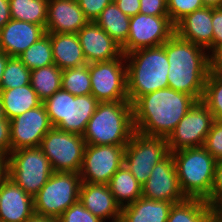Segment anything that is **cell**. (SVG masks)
<instances>
[{
	"label": "cell",
	"mask_w": 222,
	"mask_h": 222,
	"mask_svg": "<svg viewBox=\"0 0 222 222\" xmlns=\"http://www.w3.org/2000/svg\"><path fill=\"white\" fill-rule=\"evenodd\" d=\"M174 34L175 25L169 16L139 13L130 18L128 39L121 47L123 55L139 49L162 46Z\"/></svg>",
	"instance_id": "12"
},
{
	"label": "cell",
	"mask_w": 222,
	"mask_h": 222,
	"mask_svg": "<svg viewBox=\"0 0 222 222\" xmlns=\"http://www.w3.org/2000/svg\"><path fill=\"white\" fill-rule=\"evenodd\" d=\"M118 8L127 16L139 14L140 0H113Z\"/></svg>",
	"instance_id": "44"
},
{
	"label": "cell",
	"mask_w": 222,
	"mask_h": 222,
	"mask_svg": "<svg viewBox=\"0 0 222 222\" xmlns=\"http://www.w3.org/2000/svg\"><path fill=\"white\" fill-rule=\"evenodd\" d=\"M211 206L217 211L222 206V160L216 161L211 190Z\"/></svg>",
	"instance_id": "39"
},
{
	"label": "cell",
	"mask_w": 222,
	"mask_h": 222,
	"mask_svg": "<svg viewBox=\"0 0 222 222\" xmlns=\"http://www.w3.org/2000/svg\"><path fill=\"white\" fill-rule=\"evenodd\" d=\"M217 212L222 216V206L217 210Z\"/></svg>",
	"instance_id": "52"
},
{
	"label": "cell",
	"mask_w": 222,
	"mask_h": 222,
	"mask_svg": "<svg viewBox=\"0 0 222 222\" xmlns=\"http://www.w3.org/2000/svg\"><path fill=\"white\" fill-rule=\"evenodd\" d=\"M128 100L133 104L140 96L168 88L169 62L162 46L139 49L125 55Z\"/></svg>",
	"instance_id": "3"
},
{
	"label": "cell",
	"mask_w": 222,
	"mask_h": 222,
	"mask_svg": "<svg viewBox=\"0 0 222 222\" xmlns=\"http://www.w3.org/2000/svg\"><path fill=\"white\" fill-rule=\"evenodd\" d=\"M166 138L134 132L125 147L124 165L142 185L154 166L169 154Z\"/></svg>",
	"instance_id": "11"
},
{
	"label": "cell",
	"mask_w": 222,
	"mask_h": 222,
	"mask_svg": "<svg viewBox=\"0 0 222 222\" xmlns=\"http://www.w3.org/2000/svg\"><path fill=\"white\" fill-rule=\"evenodd\" d=\"M1 119H7V117L5 115V111H4V108H3V105H2V101L0 99V120Z\"/></svg>",
	"instance_id": "51"
},
{
	"label": "cell",
	"mask_w": 222,
	"mask_h": 222,
	"mask_svg": "<svg viewBox=\"0 0 222 222\" xmlns=\"http://www.w3.org/2000/svg\"><path fill=\"white\" fill-rule=\"evenodd\" d=\"M130 18L112 1L102 10L95 22L122 47L128 39Z\"/></svg>",
	"instance_id": "26"
},
{
	"label": "cell",
	"mask_w": 222,
	"mask_h": 222,
	"mask_svg": "<svg viewBox=\"0 0 222 222\" xmlns=\"http://www.w3.org/2000/svg\"><path fill=\"white\" fill-rule=\"evenodd\" d=\"M11 20L9 0H0V29Z\"/></svg>",
	"instance_id": "45"
},
{
	"label": "cell",
	"mask_w": 222,
	"mask_h": 222,
	"mask_svg": "<svg viewBox=\"0 0 222 222\" xmlns=\"http://www.w3.org/2000/svg\"><path fill=\"white\" fill-rule=\"evenodd\" d=\"M196 102L193 96L169 87L140 96L132 104L135 131L167 139Z\"/></svg>",
	"instance_id": "1"
},
{
	"label": "cell",
	"mask_w": 222,
	"mask_h": 222,
	"mask_svg": "<svg viewBox=\"0 0 222 222\" xmlns=\"http://www.w3.org/2000/svg\"><path fill=\"white\" fill-rule=\"evenodd\" d=\"M91 94L99 102L129 101L125 55L110 61L89 63Z\"/></svg>",
	"instance_id": "10"
},
{
	"label": "cell",
	"mask_w": 222,
	"mask_h": 222,
	"mask_svg": "<svg viewBox=\"0 0 222 222\" xmlns=\"http://www.w3.org/2000/svg\"><path fill=\"white\" fill-rule=\"evenodd\" d=\"M175 33L210 53L213 50L212 7H202L186 15L175 25Z\"/></svg>",
	"instance_id": "22"
},
{
	"label": "cell",
	"mask_w": 222,
	"mask_h": 222,
	"mask_svg": "<svg viewBox=\"0 0 222 222\" xmlns=\"http://www.w3.org/2000/svg\"><path fill=\"white\" fill-rule=\"evenodd\" d=\"M174 203L140 197L121 208L120 222H167Z\"/></svg>",
	"instance_id": "24"
},
{
	"label": "cell",
	"mask_w": 222,
	"mask_h": 222,
	"mask_svg": "<svg viewBox=\"0 0 222 222\" xmlns=\"http://www.w3.org/2000/svg\"><path fill=\"white\" fill-rule=\"evenodd\" d=\"M61 88L74 96L91 94V80L88 63L62 70Z\"/></svg>",
	"instance_id": "32"
},
{
	"label": "cell",
	"mask_w": 222,
	"mask_h": 222,
	"mask_svg": "<svg viewBox=\"0 0 222 222\" xmlns=\"http://www.w3.org/2000/svg\"><path fill=\"white\" fill-rule=\"evenodd\" d=\"M7 175V156L0 152V181Z\"/></svg>",
	"instance_id": "47"
},
{
	"label": "cell",
	"mask_w": 222,
	"mask_h": 222,
	"mask_svg": "<svg viewBox=\"0 0 222 222\" xmlns=\"http://www.w3.org/2000/svg\"><path fill=\"white\" fill-rule=\"evenodd\" d=\"M86 147L79 134L65 132L52 127L42 138L40 148L49 159L53 172L79 173Z\"/></svg>",
	"instance_id": "9"
},
{
	"label": "cell",
	"mask_w": 222,
	"mask_h": 222,
	"mask_svg": "<svg viewBox=\"0 0 222 222\" xmlns=\"http://www.w3.org/2000/svg\"><path fill=\"white\" fill-rule=\"evenodd\" d=\"M9 58H10V56H8L3 51H0V86H1V82H2L3 72H4L6 63Z\"/></svg>",
	"instance_id": "48"
},
{
	"label": "cell",
	"mask_w": 222,
	"mask_h": 222,
	"mask_svg": "<svg viewBox=\"0 0 222 222\" xmlns=\"http://www.w3.org/2000/svg\"><path fill=\"white\" fill-rule=\"evenodd\" d=\"M204 147L216 161L222 160V122L213 121Z\"/></svg>",
	"instance_id": "37"
},
{
	"label": "cell",
	"mask_w": 222,
	"mask_h": 222,
	"mask_svg": "<svg viewBox=\"0 0 222 222\" xmlns=\"http://www.w3.org/2000/svg\"><path fill=\"white\" fill-rule=\"evenodd\" d=\"M81 184L79 173L53 172L47 183L33 197L35 213L58 219L79 200Z\"/></svg>",
	"instance_id": "8"
},
{
	"label": "cell",
	"mask_w": 222,
	"mask_h": 222,
	"mask_svg": "<svg viewBox=\"0 0 222 222\" xmlns=\"http://www.w3.org/2000/svg\"><path fill=\"white\" fill-rule=\"evenodd\" d=\"M215 212L204 199L186 198L173 204L167 222H206Z\"/></svg>",
	"instance_id": "28"
},
{
	"label": "cell",
	"mask_w": 222,
	"mask_h": 222,
	"mask_svg": "<svg viewBox=\"0 0 222 222\" xmlns=\"http://www.w3.org/2000/svg\"><path fill=\"white\" fill-rule=\"evenodd\" d=\"M139 13L152 16H169L167 0H140Z\"/></svg>",
	"instance_id": "40"
},
{
	"label": "cell",
	"mask_w": 222,
	"mask_h": 222,
	"mask_svg": "<svg viewBox=\"0 0 222 222\" xmlns=\"http://www.w3.org/2000/svg\"><path fill=\"white\" fill-rule=\"evenodd\" d=\"M31 71L19 57H10L6 63L0 90L12 89L30 84Z\"/></svg>",
	"instance_id": "33"
},
{
	"label": "cell",
	"mask_w": 222,
	"mask_h": 222,
	"mask_svg": "<svg viewBox=\"0 0 222 222\" xmlns=\"http://www.w3.org/2000/svg\"><path fill=\"white\" fill-rule=\"evenodd\" d=\"M87 63L110 61L123 55L118 45L95 21H89L77 33Z\"/></svg>",
	"instance_id": "17"
},
{
	"label": "cell",
	"mask_w": 222,
	"mask_h": 222,
	"mask_svg": "<svg viewBox=\"0 0 222 222\" xmlns=\"http://www.w3.org/2000/svg\"><path fill=\"white\" fill-rule=\"evenodd\" d=\"M45 34L41 25L11 19L0 29V51L10 57H20Z\"/></svg>",
	"instance_id": "19"
},
{
	"label": "cell",
	"mask_w": 222,
	"mask_h": 222,
	"mask_svg": "<svg viewBox=\"0 0 222 222\" xmlns=\"http://www.w3.org/2000/svg\"><path fill=\"white\" fill-rule=\"evenodd\" d=\"M58 222H103L101 219L93 215L78 200L72 204L59 218Z\"/></svg>",
	"instance_id": "36"
},
{
	"label": "cell",
	"mask_w": 222,
	"mask_h": 222,
	"mask_svg": "<svg viewBox=\"0 0 222 222\" xmlns=\"http://www.w3.org/2000/svg\"><path fill=\"white\" fill-rule=\"evenodd\" d=\"M126 145L86 144L79 172L82 182L108 184L116 171L124 165Z\"/></svg>",
	"instance_id": "13"
},
{
	"label": "cell",
	"mask_w": 222,
	"mask_h": 222,
	"mask_svg": "<svg viewBox=\"0 0 222 222\" xmlns=\"http://www.w3.org/2000/svg\"><path fill=\"white\" fill-rule=\"evenodd\" d=\"M89 21H95L102 10L113 0H76Z\"/></svg>",
	"instance_id": "38"
},
{
	"label": "cell",
	"mask_w": 222,
	"mask_h": 222,
	"mask_svg": "<svg viewBox=\"0 0 222 222\" xmlns=\"http://www.w3.org/2000/svg\"><path fill=\"white\" fill-rule=\"evenodd\" d=\"M213 49L222 43V7L212 8Z\"/></svg>",
	"instance_id": "41"
},
{
	"label": "cell",
	"mask_w": 222,
	"mask_h": 222,
	"mask_svg": "<svg viewBox=\"0 0 222 222\" xmlns=\"http://www.w3.org/2000/svg\"><path fill=\"white\" fill-rule=\"evenodd\" d=\"M62 70L55 64L31 71L30 83L43 102L61 89Z\"/></svg>",
	"instance_id": "29"
},
{
	"label": "cell",
	"mask_w": 222,
	"mask_h": 222,
	"mask_svg": "<svg viewBox=\"0 0 222 222\" xmlns=\"http://www.w3.org/2000/svg\"><path fill=\"white\" fill-rule=\"evenodd\" d=\"M0 152L8 156L11 152L10 121L0 120Z\"/></svg>",
	"instance_id": "42"
},
{
	"label": "cell",
	"mask_w": 222,
	"mask_h": 222,
	"mask_svg": "<svg viewBox=\"0 0 222 222\" xmlns=\"http://www.w3.org/2000/svg\"><path fill=\"white\" fill-rule=\"evenodd\" d=\"M210 110L214 120L222 122V79L209 73L201 100Z\"/></svg>",
	"instance_id": "34"
},
{
	"label": "cell",
	"mask_w": 222,
	"mask_h": 222,
	"mask_svg": "<svg viewBox=\"0 0 222 222\" xmlns=\"http://www.w3.org/2000/svg\"><path fill=\"white\" fill-rule=\"evenodd\" d=\"M142 197L174 204L186 199L179 186L171 152L154 166L148 180L142 185Z\"/></svg>",
	"instance_id": "16"
},
{
	"label": "cell",
	"mask_w": 222,
	"mask_h": 222,
	"mask_svg": "<svg viewBox=\"0 0 222 222\" xmlns=\"http://www.w3.org/2000/svg\"><path fill=\"white\" fill-rule=\"evenodd\" d=\"M222 70V43L209 53V72L217 75Z\"/></svg>",
	"instance_id": "43"
},
{
	"label": "cell",
	"mask_w": 222,
	"mask_h": 222,
	"mask_svg": "<svg viewBox=\"0 0 222 222\" xmlns=\"http://www.w3.org/2000/svg\"><path fill=\"white\" fill-rule=\"evenodd\" d=\"M202 7H204L202 0H167L168 15L174 25Z\"/></svg>",
	"instance_id": "35"
},
{
	"label": "cell",
	"mask_w": 222,
	"mask_h": 222,
	"mask_svg": "<svg viewBox=\"0 0 222 222\" xmlns=\"http://www.w3.org/2000/svg\"><path fill=\"white\" fill-rule=\"evenodd\" d=\"M206 222H222V216L216 211Z\"/></svg>",
	"instance_id": "50"
},
{
	"label": "cell",
	"mask_w": 222,
	"mask_h": 222,
	"mask_svg": "<svg viewBox=\"0 0 222 222\" xmlns=\"http://www.w3.org/2000/svg\"><path fill=\"white\" fill-rule=\"evenodd\" d=\"M49 159L40 147L21 148L7 156V176L34 197L52 175Z\"/></svg>",
	"instance_id": "7"
},
{
	"label": "cell",
	"mask_w": 222,
	"mask_h": 222,
	"mask_svg": "<svg viewBox=\"0 0 222 222\" xmlns=\"http://www.w3.org/2000/svg\"><path fill=\"white\" fill-rule=\"evenodd\" d=\"M19 59L30 71L54 64L50 36L46 33L25 50Z\"/></svg>",
	"instance_id": "31"
},
{
	"label": "cell",
	"mask_w": 222,
	"mask_h": 222,
	"mask_svg": "<svg viewBox=\"0 0 222 222\" xmlns=\"http://www.w3.org/2000/svg\"><path fill=\"white\" fill-rule=\"evenodd\" d=\"M50 36L53 61L61 70L87 64L77 34L47 33Z\"/></svg>",
	"instance_id": "23"
},
{
	"label": "cell",
	"mask_w": 222,
	"mask_h": 222,
	"mask_svg": "<svg viewBox=\"0 0 222 222\" xmlns=\"http://www.w3.org/2000/svg\"><path fill=\"white\" fill-rule=\"evenodd\" d=\"M11 19L46 28L48 0H9Z\"/></svg>",
	"instance_id": "30"
},
{
	"label": "cell",
	"mask_w": 222,
	"mask_h": 222,
	"mask_svg": "<svg viewBox=\"0 0 222 222\" xmlns=\"http://www.w3.org/2000/svg\"><path fill=\"white\" fill-rule=\"evenodd\" d=\"M217 76L222 79V70L217 74Z\"/></svg>",
	"instance_id": "53"
},
{
	"label": "cell",
	"mask_w": 222,
	"mask_h": 222,
	"mask_svg": "<svg viewBox=\"0 0 222 222\" xmlns=\"http://www.w3.org/2000/svg\"><path fill=\"white\" fill-rule=\"evenodd\" d=\"M34 211V199L7 175L0 181V222H25Z\"/></svg>",
	"instance_id": "18"
},
{
	"label": "cell",
	"mask_w": 222,
	"mask_h": 222,
	"mask_svg": "<svg viewBox=\"0 0 222 222\" xmlns=\"http://www.w3.org/2000/svg\"><path fill=\"white\" fill-rule=\"evenodd\" d=\"M171 153L184 196L204 199L211 205L216 160L204 146L185 148Z\"/></svg>",
	"instance_id": "5"
},
{
	"label": "cell",
	"mask_w": 222,
	"mask_h": 222,
	"mask_svg": "<svg viewBox=\"0 0 222 222\" xmlns=\"http://www.w3.org/2000/svg\"><path fill=\"white\" fill-rule=\"evenodd\" d=\"M98 103L92 94L74 96L62 88L43 101L52 127L81 136Z\"/></svg>",
	"instance_id": "6"
},
{
	"label": "cell",
	"mask_w": 222,
	"mask_h": 222,
	"mask_svg": "<svg viewBox=\"0 0 222 222\" xmlns=\"http://www.w3.org/2000/svg\"><path fill=\"white\" fill-rule=\"evenodd\" d=\"M134 132L129 101L99 102L82 137L88 145H127Z\"/></svg>",
	"instance_id": "4"
},
{
	"label": "cell",
	"mask_w": 222,
	"mask_h": 222,
	"mask_svg": "<svg viewBox=\"0 0 222 222\" xmlns=\"http://www.w3.org/2000/svg\"><path fill=\"white\" fill-rule=\"evenodd\" d=\"M88 22L76 0H48L46 33L77 34Z\"/></svg>",
	"instance_id": "20"
},
{
	"label": "cell",
	"mask_w": 222,
	"mask_h": 222,
	"mask_svg": "<svg viewBox=\"0 0 222 222\" xmlns=\"http://www.w3.org/2000/svg\"><path fill=\"white\" fill-rule=\"evenodd\" d=\"M25 222H58V219L34 213Z\"/></svg>",
	"instance_id": "46"
},
{
	"label": "cell",
	"mask_w": 222,
	"mask_h": 222,
	"mask_svg": "<svg viewBox=\"0 0 222 222\" xmlns=\"http://www.w3.org/2000/svg\"><path fill=\"white\" fill-rule=\"evenodd\" d=\"M107 185L121 208L142 197V184L125 165L116 171Z\"/></svg>",
	"instance_id": "27"
},
{
	"label": "cell",
	"mask_w": 222,
	"mask_h": 222,
	"mask_svg": "<svg viewBox=\"0 0 222 222\" xmlns=\"http://www.w3.org/2000/svg\"><path fill=\"white\" fill-rule=\"evenodd\" d=\"M0 99L9 121L43 103L32 88L31 83L12 89L0 90Z\"/></svg>",
	"instance_id": "25"
},
{
	"label": "cell",
	"mask_w": 222,
	"mask_h": 222,
	"mask_svg": "<svg viewBox=\"0 0 222 222\" xmlns=\"http://www.w3.org/2000/svg\"><path fill=\"white\" fill-rule=\"evenodd\" d=\"M169 62L168 87L201 101L209 72V53L176 33L165 42Z\"/></svg>",
	"instance_id": "2"
},
{
	"label": "cell",
	"mask_w": 222,
	"mask_h": 222,
	"mask_svg": "<svg viewBox=\"0 0 222 222\" xmlns=\"http://www.w3.org/2000/svg\"><path fill=\"white\" fill-rule=\"evenodd\" d=\"M213 121L208 107L197 101L166 139L169 152L204 146Z\"/></svg>",
	"instance_id": "14"
},
{
	"label": "cell",
	"mask_w": 222,
	"mask_h": 222,
	"mask_svg": "<svg viewBox=\"0 0 222 222\" xmlns=\"http://www.w3.org/2000/svg\"><path fill=\"white\" fill-rule=\"evenodd\" d=\"M80 202L103 222H120L121 207L115 201L107 184L82 182Z\"/></svg>",
	"instance_id": "21"
},
{
	"label": "cell",
	"mask_w": 222,
	"mask_h": 222,
	"mask_svg": "<svg viewBox=\"0 0 222 222\" xmlns=\"http://www.w3.org/2000/svg\"><path fill=\"white\" fill-rule=\"evenodd\" d=\"M204 7H222V0H202Z\"/></svg>",
	"instance_id": "49"
},
{
	"label": "cell",
	"mask_w": 222,
	"mask_h": 222,
	"mask_svg": "<svg viewBox=\"0 0 222 222\" xmlns=\"http://www.w3.org/2000/svg\"><path fill=\"white\" fill-rule=\"evenodd\" d=\"M51 128L52 125L43 103L11 119V152L21 148L40 147L42 138Z\"/></svg>",
	"instance_id": "15"
}]
</instances>
